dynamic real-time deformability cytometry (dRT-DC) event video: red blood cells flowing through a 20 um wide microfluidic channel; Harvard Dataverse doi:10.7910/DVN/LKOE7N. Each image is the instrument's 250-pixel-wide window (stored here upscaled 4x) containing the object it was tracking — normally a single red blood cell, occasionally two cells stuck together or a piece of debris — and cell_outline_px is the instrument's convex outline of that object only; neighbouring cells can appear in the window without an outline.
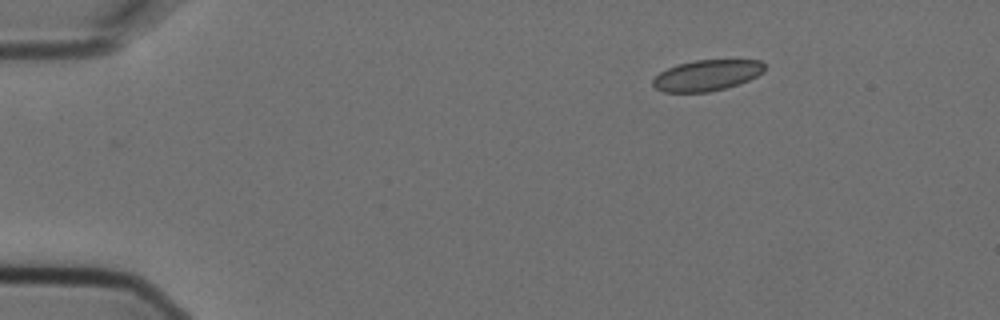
{"species": "Egyptian fruit bat (a non-hibernating species)", "species_latin": "Rousettus aegyptiacus", "temperature_condition": "cold", "stored_images_in_passage": 9, "camera_frame_rate_fps": 3000, "um_per_image_px": 0.085, "animal": {"sex": "female"}, "frame": {"image": 1, "passage_image": 1, "time_ms": 0.0, "image_size_px": [1000, 320], "cell_outline_px": [[764, 72], [748, 80], [724, 88], [708, 92], [664, 92], [656, 88], [652, 84], [652, 80], [660, 72], [676, 64], [696, 60], [760, 60], [764, 64]], "centroid_in_image_um": [60.06, 6.4], "position_along_channel_um": 24.9, "area_um2": 19.94}}
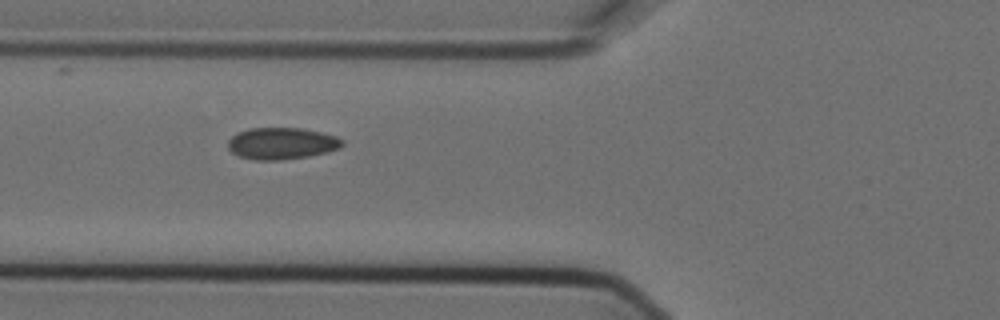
{"frame": {"image": 2, "passage_image": 4, "time_ms": 1.0, "image_size_px": [1000, 320], "cell_outline_px": [[344, 144], [340, 148], [328, 152], [308, 156], [280, 160], [256, 160], [240, 156], [232, 152], [228, 148], [228, 140], [236, 132], [248, 128], [300, 128], [320, 132], [336, 136], [344, 140]], "centroid_in_image_um": [23.94, 12.18], "position_along_channel_um": 101.9, "area_um2": 21.21}}
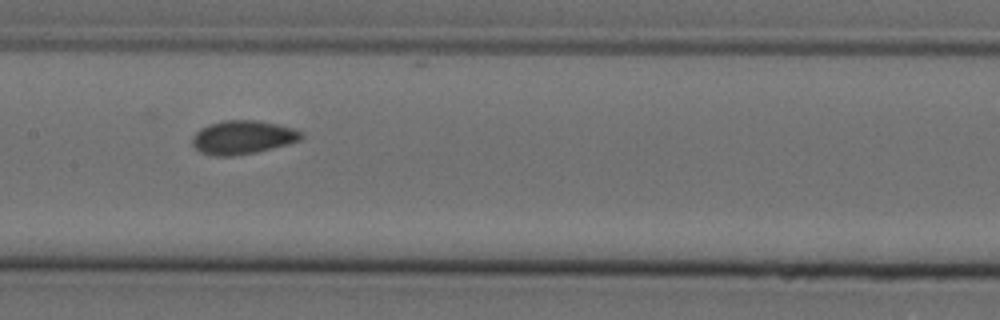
{"frame": {"image": 3, "passage_image": 6, "time_ms": 1.667, "image_size_px": [1000, 320], "cell_outline_px": [[304, 136], [300, 140], [288, 144], [256, 152], [232, 156], [212, 156], [200, 152], [192, 144], [192, 136], [200, 128], [208, 124], [224, 120], [256, 120], [276, 124], [292, 128], [304, 132]], "centroid_in_image_um": [20.62, 11.67], "position_along_channel_um": 186.8, "area_um2": 21.44}}